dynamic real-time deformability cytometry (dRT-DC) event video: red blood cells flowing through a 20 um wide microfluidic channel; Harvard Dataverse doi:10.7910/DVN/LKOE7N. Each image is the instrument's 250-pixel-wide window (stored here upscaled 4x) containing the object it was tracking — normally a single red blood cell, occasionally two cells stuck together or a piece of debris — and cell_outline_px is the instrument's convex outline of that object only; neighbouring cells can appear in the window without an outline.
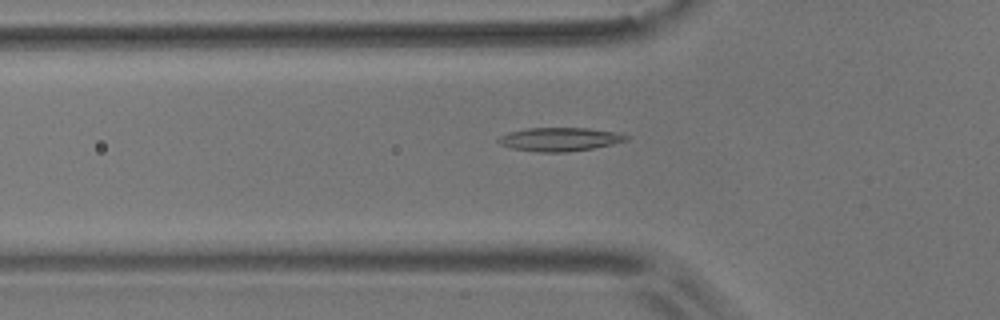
{"species": "common noctule bat (a hibernating species)", "species_latin": "Nyctalus noctula", "temperature_condition": "room temperature", "stored_images_in_passage": 9, "camera_frame_rate_fps": 3000, "um_per_image_px": 0.085, "animal": {"sex": "male", "body_mass_g": 17.9}, "frame": {"image": 1, "passage_image": 7, "time_ms": 2.0, "image_size_px": [1000, 320], "cell_outline_px": [[632, 136], [628, 140], [612, 144], [592, 148], [568, 152], [540, 152], [512, 148], [500, 144], [496, 140], [500, 136], [508, 132], [528, 128], [588, 128], [616, 132]], "centroid_in_image_um": [47.6, 11.83], "position_along_channel_um": 78.2, "area_um2": 17.57}}